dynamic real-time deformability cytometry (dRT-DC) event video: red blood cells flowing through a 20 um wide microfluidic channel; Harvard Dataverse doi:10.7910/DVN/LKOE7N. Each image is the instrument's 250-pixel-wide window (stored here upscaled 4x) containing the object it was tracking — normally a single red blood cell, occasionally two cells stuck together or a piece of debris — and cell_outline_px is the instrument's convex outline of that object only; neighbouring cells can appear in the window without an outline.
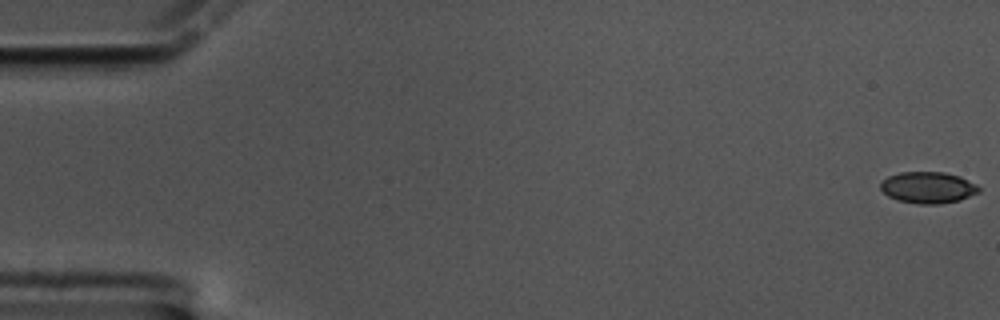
{"species": "common noctule bat (a hibernating species)", "species_latin": "Nyctalus noctula", "temperature_condition": "cold", "stored_images_in_passage": 12, "camera_frame_rate_fps": 3000, "um_per_image_px": 0.085, "animal": {"sex": "male", "body_mass_g": 17.5, "forearm_length_mm": 52.3}, "frame": {"image": 1, "passage_image": 1, "time_ms": 0.0, "image_size_px": [1000, 320], "cell_outline_px": [[980, 192], [960, 200], [940, 204], [916, 204], [896, 200], [888, 196], [880, 188], [880, 180], [888, 176], [900, 172], [944, 172], [960, 176], [976, 184], [980, 188]], "centroid_in_image_um": [78.86, 15.94], "position_along_channel_um": 6.1, "area_um2": 18.26}}